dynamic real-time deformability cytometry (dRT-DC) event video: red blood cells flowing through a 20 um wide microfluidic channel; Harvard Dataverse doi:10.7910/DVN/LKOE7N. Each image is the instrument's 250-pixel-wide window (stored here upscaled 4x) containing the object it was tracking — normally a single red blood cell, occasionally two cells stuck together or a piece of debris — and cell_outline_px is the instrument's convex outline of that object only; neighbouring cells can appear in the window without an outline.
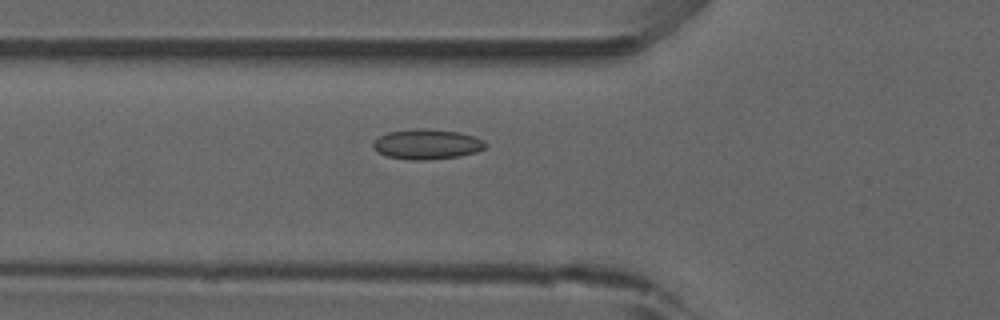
{"species": "common noctule bat (a hibernating species)", "species_latin": "Nyctalus noctula", "temperature_condition": "room temperature", "stored_images_in_passage": 48, "camera_frame_rate_fps": 3000, "um_per_image_px": 0.085, "animal": {"sex": "male", "forearm_length_mm": 52.5}, "frame": {"image": 1, "passage_image": 14, "time_ms": 4.333, "image_size_px": [1000, 320], "cell_outline_px": [[488, 144], [484, 148], [476, 152], [460, 156], [424, 160], [412, 160], [388, 156], [372, 148], [372, 144], [380, 136], [388, 132], [416, 128], [428, 128], [460, 132], [476, 136], [484, 140]], "centroid_in_image_um": [36.34, 12.24], "position_along_channel_um": 89.5, "area_um2": 19.77}, "authors_computed_cell_mechanics": {"area_um2": 18.2359, "velocity_mm_per_s": 3.8697, "shape_relaxation_time_tau1_ms": null, "shape_relaxation_time_tau2_ms": 5.9938, "deformation_change_tau1": null, "deformation_change_tau2": 0.1008}}